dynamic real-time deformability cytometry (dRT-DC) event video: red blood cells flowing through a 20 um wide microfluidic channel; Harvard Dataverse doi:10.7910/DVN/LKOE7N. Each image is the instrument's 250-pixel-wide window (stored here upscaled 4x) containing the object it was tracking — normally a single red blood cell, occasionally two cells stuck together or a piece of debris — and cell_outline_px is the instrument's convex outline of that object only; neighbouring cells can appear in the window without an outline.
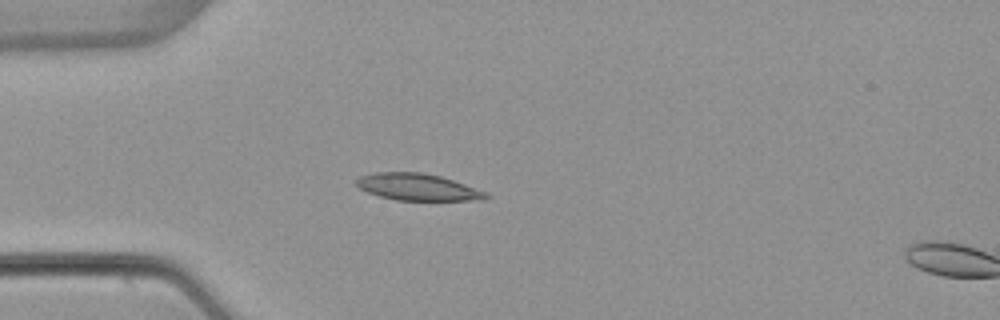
{"species": "common noctule bat (a hibernating species)", "species_latin": "Nyctalus noctula", "temperature_condition": "warm", "stored_images_in_passage": 4, "camera_frame_rate_fps": 3000, "um_per_image_px": 0.085, "animal": {"sex": "female", "body_mass_g": 22.7, "forearm_length_mm": 54.2}, "frame": {"image": 1, "passage_image": 3, "time_ms": 3.333, "image_size_px": [1000, 320], "cell_outline_px": [[492, 196], [484, 200], [396, 200], [380, 196], [368, 192], [360, 188], [356, 184], [356, 180], [360, 176], [376, 172], [420, 172], [440, 176], [488, 192]], "centroid_in_image_um": [35.54, 15.9], "position_along_channel_um": 49.5, "area_um2": 20.17}}